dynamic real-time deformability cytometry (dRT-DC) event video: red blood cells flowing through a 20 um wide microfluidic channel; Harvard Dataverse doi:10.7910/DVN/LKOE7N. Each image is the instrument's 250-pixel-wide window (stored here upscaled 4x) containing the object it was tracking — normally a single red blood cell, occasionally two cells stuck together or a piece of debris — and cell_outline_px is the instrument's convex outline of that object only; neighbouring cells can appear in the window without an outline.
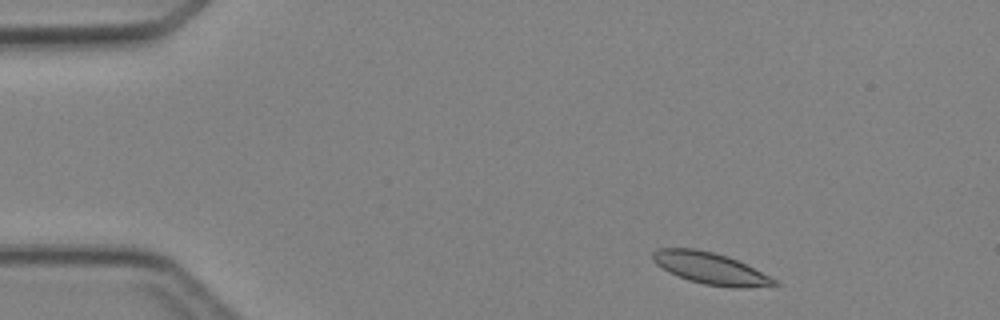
{"species": "Egyptian fruit bat (a non-hibernating species)", "species_latin": "Rousettus aegyptiacus", "temperature_condition": "cold", "stored_images_in_passage": 3, "camera_frame_rate_fps": 3000, "um_per_image_px": 0.085, "animal": {"sex": "female"}, "frame": {"image": 1, "passage_image": 1, "time_ms": 0.0, "image_size_px": [1000, 320], "cell_outline_px": [[780, 284], [744, 288], [736, 288], [704, 284], [688, 280], [668, 272], [656, 264], [652, 260], [652, 252], [656, 248], [696, 248], [728, 256], [776, 280]], "centroid_in_image_um": [60.31, 22.8], "position_along_channel_um": 24.7, "area_um2": 22.2}}